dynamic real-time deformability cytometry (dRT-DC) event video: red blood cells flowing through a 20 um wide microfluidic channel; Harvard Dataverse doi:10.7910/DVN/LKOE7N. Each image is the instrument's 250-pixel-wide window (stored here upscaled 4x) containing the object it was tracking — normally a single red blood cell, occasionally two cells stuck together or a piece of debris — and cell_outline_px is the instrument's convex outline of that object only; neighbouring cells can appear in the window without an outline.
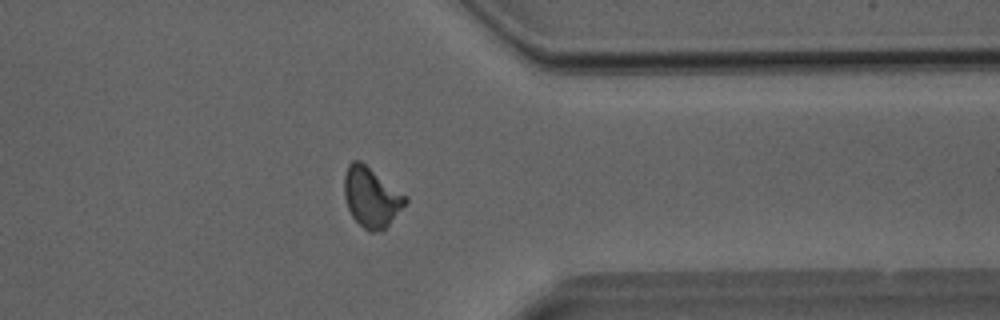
{"species": "Egyptian fruit bat (a non-hibernating species)", "species_latin": "Rousettus aegyptiacus", "temperature_condition": "room temperature", "stored_images_in_passage": 36, "camera_frame_rate_fps": 3000, "um_per_image_px": 0.085, "animal": {"sex": "male"}, "frame": {"image": 1, "passage_image": 28, "time_ms": 9.0, "image_size_px": [1000, 320], "cell_outline_px": [[408, 200], [388, 224], [380, 232], [368, 232], [352, 216], [348, 208], [344, 196], [344, 176], [348, 164], [352, 160], [360, 160], [408, 196]], "centroid_in_image_um": [31.55, 16.74], "position_along_channel_um": 379.9, "area_um2": 21.21}}
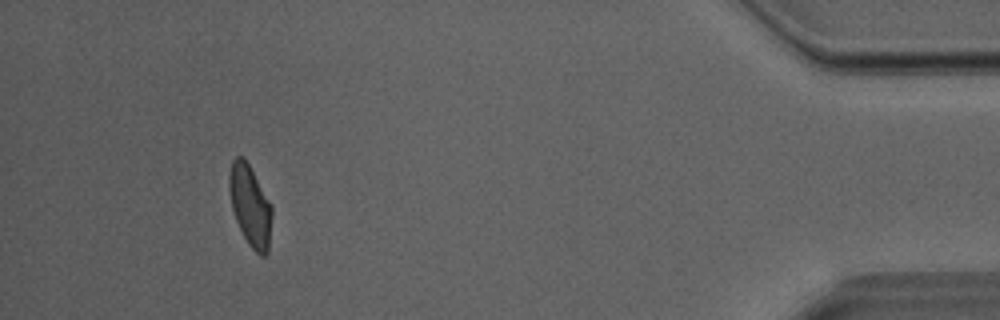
{"frame": {"image": 2, "passage_image": 33, "time_ms": 10.667, "image_size_px": [1000, 320], "cell_outline_px": [[272, 216], [268, 252], [264, 256], [260, 256], [248, 244], [236, 220], [232, 208], [228, 188], [228, 172], [232, 160], [236, 156], [244, 156], [272, 204]], "centroid_in_image_um": [21.26, 17.44], "position_along_channel_um": 413.9, "area_um2": 20.4}}